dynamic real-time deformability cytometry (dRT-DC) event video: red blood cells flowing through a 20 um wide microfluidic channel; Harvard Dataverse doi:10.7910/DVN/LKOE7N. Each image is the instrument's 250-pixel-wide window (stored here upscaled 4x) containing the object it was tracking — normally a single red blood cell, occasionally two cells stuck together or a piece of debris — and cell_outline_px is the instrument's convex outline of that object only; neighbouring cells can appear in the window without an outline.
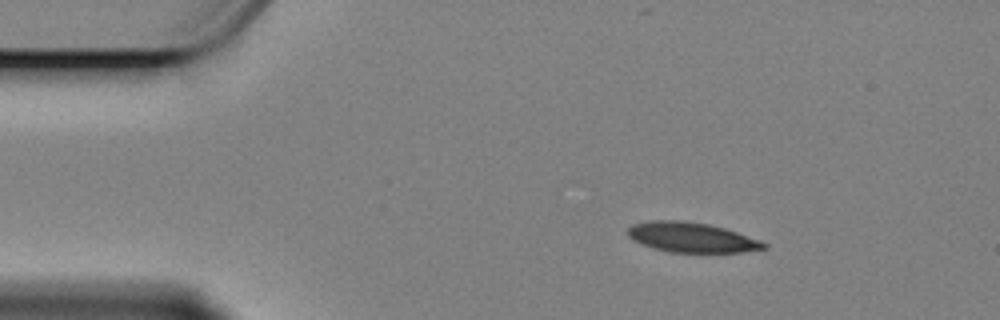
{"species": "Egyptian fruit bat (a non-hibernating species)", "species_latin": "Rousettus aegyptiacus", "temperature_condition": "cold", "stored_images_in_passage": 51, "camera_frame_rate_fps": 3000, "um_per_image_px": 0.085, "animal": {"sex": "female"}, "frame": {"image": 1, "passage_image": 1, "time_ms": 0.0, "image_size_px": [1000, 320], "cell_outline_px": [[768, 248], [744, 252], [672, 252], [652, 248], [640, 244], [632, 240], [628, 236], [628, 228], [632, 224], [652, 220], [680, 220], [708, 224], [724, 228], [760, 240], [768, 244]], "centroid_in_image_um": [58.77, 20.18], "position_along_channel_um": 26.2, "area_um2": 23.76}}
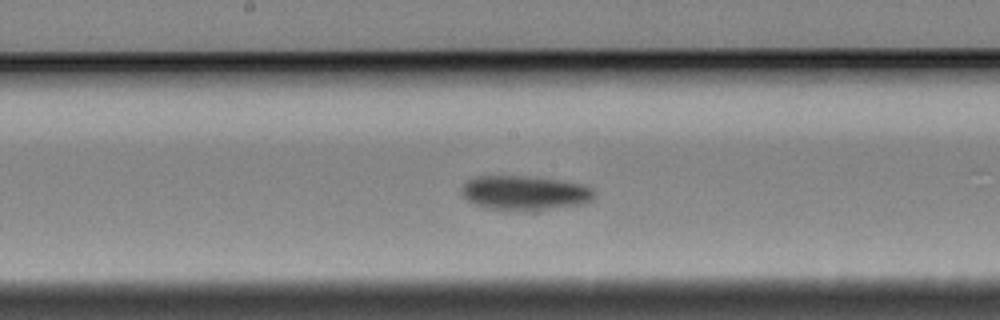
{"frame": {"image": 2, "passage_image": 22, "time_ms": 7.0, "image_size_px": [1000, 320], "cell_outline_px": [[596, 192], [592, 200], [584, 204], [536, 212], [524, 212], [484, 208], [468, 200], [460, 192], [460, 188], [468, 180], [476, 176], [528, 176], [560, 180], [584, 184], [592, 188]], "centroid_in_image_um": [44.64, 16.42], "position_along_channel_um": 203.6, "area_um2": 27.46}}
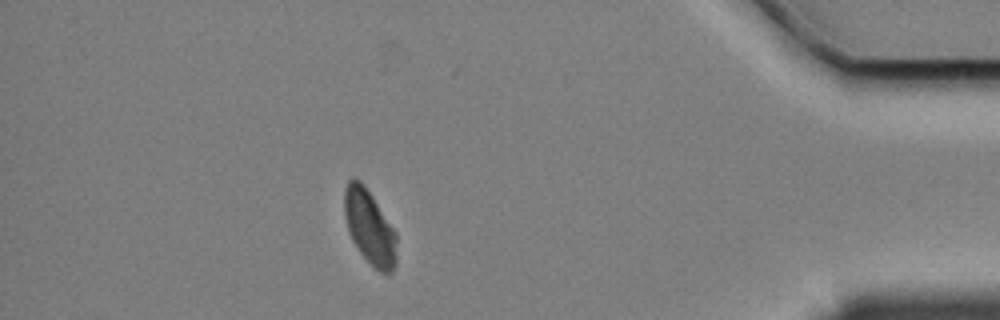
{"frame": {"image": 3, "passage_image": 44, "time_ms": 14.333, "image_size_px": [1000, 320], "cell_outline_px": [[396, 264], [392, 272], [380, 272], [360, 252], [352, 240], [348, 232], [344, 216], [344, 188], [348, 180], [352, 176], [356, 176], [364, 184], [396, 232]], "centroid_in_image_um": [31.39, 19.25], "position_along_channel_um": 403.8, "area_um2": 22.66}, "authors_computed_cell_mechanics": {"area_um2": 25.0274, "velocity_mm_per_s": 3.3561, "shape_relaxation_time_tau1_ms": 3.5465, "shape_relaxation_time_tau2_ms": null, "deformation_change_tau1": 0.1013, "deformation_change_tau2": null}}